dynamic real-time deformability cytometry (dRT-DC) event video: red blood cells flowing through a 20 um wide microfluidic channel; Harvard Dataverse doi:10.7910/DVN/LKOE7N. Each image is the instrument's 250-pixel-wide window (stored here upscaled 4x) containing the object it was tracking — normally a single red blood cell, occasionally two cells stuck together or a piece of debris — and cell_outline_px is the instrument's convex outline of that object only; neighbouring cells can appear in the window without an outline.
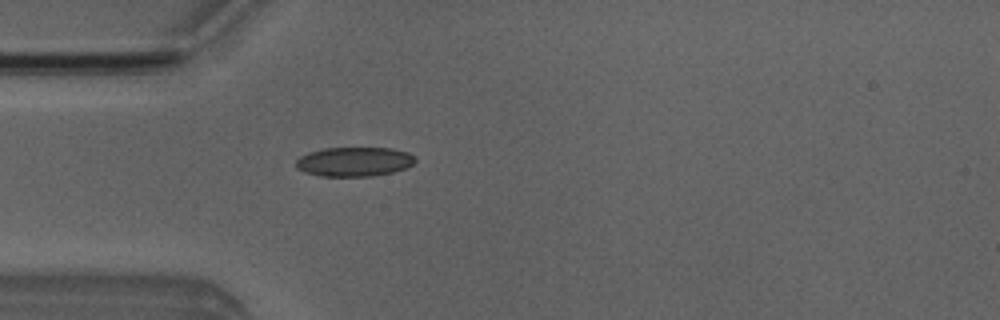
{"species": "Egyptian fruit bat (a non-hibernating species)", "species_latin": "Rousettus aegyptiacus", "temperature_condition": "room temperature", "stored_images_in_passage": 5, "camera_frame_rate_fps": 3000, "um_per_image_px": 0.085, "animal": {"sex": "male"}, "frame": {"image": 1, "passage_image": 5, "time_ms": 4.667, "image_size_px": [1000, 320], "cell_outline_px": [[416, 160], [412, 164], [404, 168], [392, 172], [372, 176], [320, 176], [304, 172], [296, 168], [296, 160], [300, 156], [308, 152], [324, 148], [392, 148], [408, 152]], "centroid_in_image_um": [30.07, 13.74], "position_along_channel_um": 54.9, "area_um2": 20.35}}